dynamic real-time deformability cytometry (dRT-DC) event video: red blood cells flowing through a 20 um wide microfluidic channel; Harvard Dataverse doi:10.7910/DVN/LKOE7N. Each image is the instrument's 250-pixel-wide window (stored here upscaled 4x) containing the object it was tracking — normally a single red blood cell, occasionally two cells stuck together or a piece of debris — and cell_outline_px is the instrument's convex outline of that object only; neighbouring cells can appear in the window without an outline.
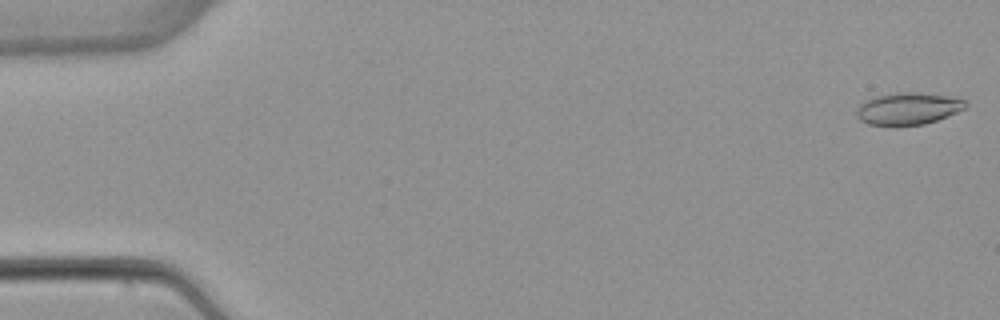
{"species": "common noctule bat (a hibernating species)", "species_latin": "Nyctalus noctula", "temperature_condition": "warm", "stored_images_in_passage": 6, "camera_frame_rate_fps": 3000, "um_per_image_px": 0.085, "animal": {"sex": "female", "body_mass_g": 22.7, "forearm_length_mm": 54.2}, "frame": {"image": 1, "passage_image": 1, "time_ms": 0.0, "image_size_px": [1000, 320], "cell_outline_px": [[968, 104], [964, 108], [948, 116], [924, 124], [868, 124], [860, 120], [856, 116], [856, 108], [864, 100], [872, 96], [896, 92], [916, 92], [948, 96], [968, 100]], "centroid_in_image_um": [77.17, 9.2], "position_along_channel_um": 7.8, "area_um2": 20.29}}
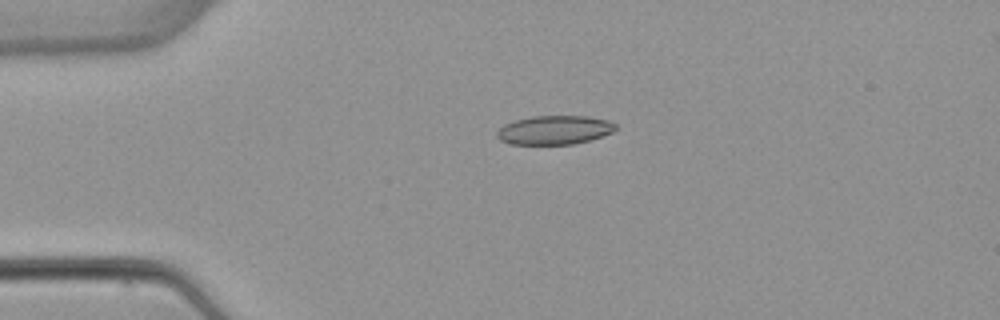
{"frame": {"image": 2, "passage_image": 4, "time_ms": 3.667, "image_size_px": [1000, 320], "cell_outline_px": [[616, 128], [612, 132], [588, 140], [572, 144], [512, 144], [500, 140], [496, 136], [496, 132], [504, 124], [516, 120], [532, 116], [588, 116], [608, 120], [616, 124]], "centroid_in_image_um": [47.11, 11.04], "position_along_channel_um": 37.9, "area_um2": 19.83}}
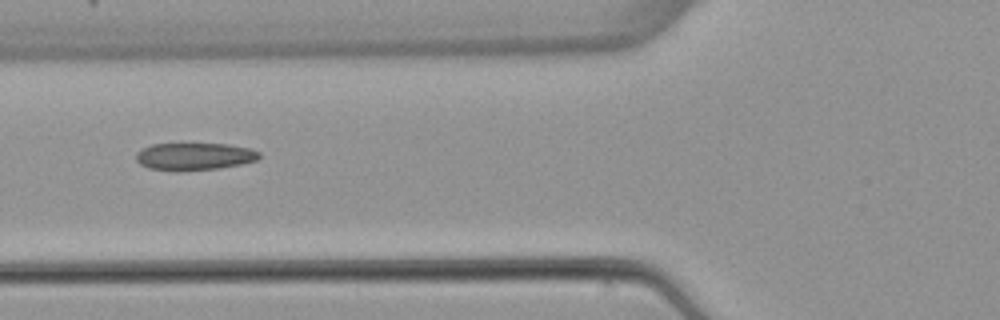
{"frame": {"image": 3, "passage_image": 6, "time_ms": 6.333, "image_size_px": [1000, 320], "cell_outline_px": [[260, 156], [256, 160], [240, 164], [220, 168], [180, 172], [176, 172], [148, 168], [140, 164], [136, 160], [136, 152], [152, 144], [228, 144], [248, 148], [260, 152]], "centroid_in_image_um": [16.49, 13.31], "position_along_channel_um": 109.3, "area_um2": 19.77}}